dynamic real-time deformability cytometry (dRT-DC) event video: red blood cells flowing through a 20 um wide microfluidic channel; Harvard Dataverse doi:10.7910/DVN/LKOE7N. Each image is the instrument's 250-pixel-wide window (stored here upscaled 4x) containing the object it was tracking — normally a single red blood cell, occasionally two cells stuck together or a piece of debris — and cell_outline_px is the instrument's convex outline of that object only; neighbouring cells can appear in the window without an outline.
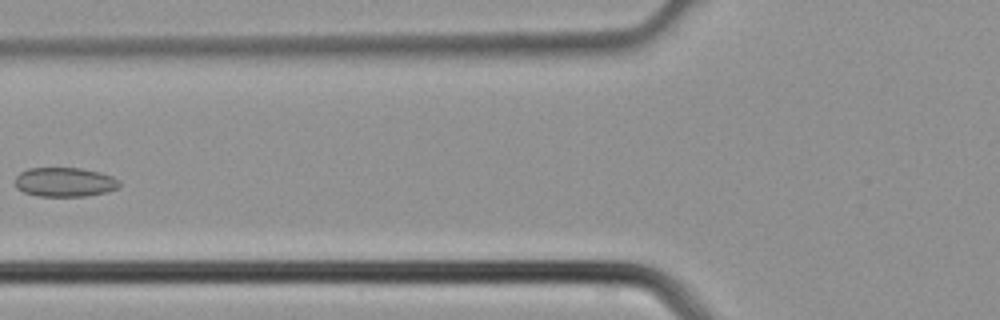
{"species": "common noctule bat (a hibernating species)", "species_latin": "Nyctalus noctula", "temperature_condition": "cold", "stored_images_in_passage": 5, "camera_frame_rate_fps": 3000, "um_per_image_px": 0.085, "animal": {"sex": "male", "body_mass_g": 21.5, "forearm_length_mm": 52.0}, "frame": {"image": 1, "passage_image": 5, "time_ms": 1.333, "image_size_px": [1000, 320], "cell_outline_px": [[120, 184], [116, 188], [108, 192], [84, 196], [40, 196], [24, 192], [16, 188], [16, 176], [20, 172], [28, 168], [80, 168], [100, 172], [112, 176], [120, 180]], "centroid_in_image_um": [5.51, 15.47], "position_along_channel_um": 120.3, "area_um2": 17.8}}